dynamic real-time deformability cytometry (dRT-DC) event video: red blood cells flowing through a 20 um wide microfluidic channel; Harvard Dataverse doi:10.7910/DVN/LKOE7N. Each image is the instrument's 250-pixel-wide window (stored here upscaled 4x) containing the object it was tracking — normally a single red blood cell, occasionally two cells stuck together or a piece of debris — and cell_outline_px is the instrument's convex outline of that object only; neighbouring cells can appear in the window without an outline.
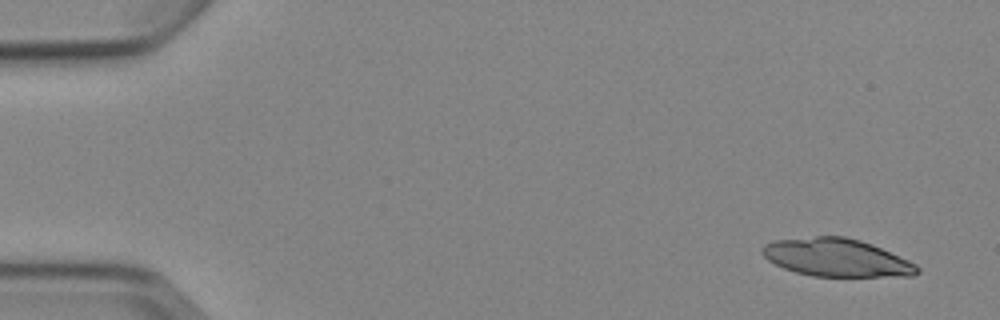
{"species": "Egyptian fruit bat (a non-hibernating species)", "species_latin": "Rousettus aegyptiacus", "temperature_condition": "cold", "stored_images_in_passage": 4, "camera_frame_rate_fps": 3000, "um_per_image_px": 0.085, "animal": {"sex": "female"}, "frame": {"image": 1, "passage_image": 1, "time_ms": 0.0, "image_size_px": [1000, 320], "cell_outline_px": [[920, 272], [912, 276], [812, 276], [796, 272], [784, 268], [768, 260], [760, 252], [760, 248], [764, 244], [776, 240], [816, 236], [844, 236], [860, 240], [872, 244], [908, 260], [916, 264], [920, 268]], "centroid_in_image_um": [71.1, 21.89], "position_along_channel_um": 13.9, "area_um2": 34.16}}